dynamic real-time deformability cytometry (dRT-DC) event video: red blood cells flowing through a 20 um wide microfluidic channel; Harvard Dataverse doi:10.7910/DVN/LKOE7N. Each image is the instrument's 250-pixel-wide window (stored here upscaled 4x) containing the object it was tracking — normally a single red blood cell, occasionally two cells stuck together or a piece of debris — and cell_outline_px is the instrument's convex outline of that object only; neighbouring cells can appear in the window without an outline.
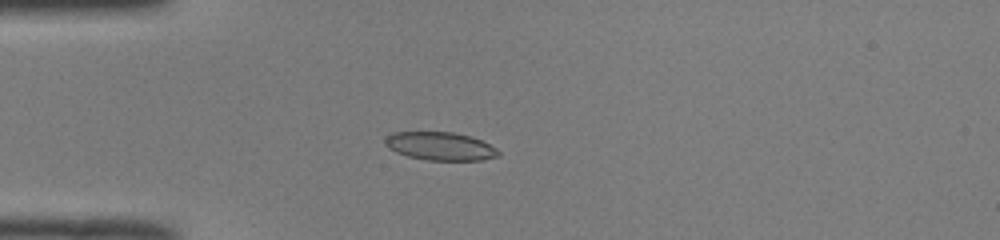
{"species": "common noctule bat (a hibernating species)", "species_latin": "Nyctalus noctula", "temperature_condition": "room temperature", "stored_images_in_passage": 37, "camera_frame_rate_fps": 3000, "um_per_image_px": 0.085, "animal": {"sex": "male", "body_mass_g": 19.0, "forearm_length_mm": 50.8}, "frame": {"image": 1, "passage_image": 1, "time_ms": 0.0, "image_size_px": [1000, 240], "cell_outline_px": [[500, 156], [480, 160], [428, 160], [408, 156], [396, 152], [388, 148], [384, 144], [384, 136], [392, 132], [452, 132], [472, 136], [496, 148], [500, 152]], "centroid_in_image_um": [37.39, 12.42], "position_along_channel_um": 47.6, "area_um2": 18.73}}
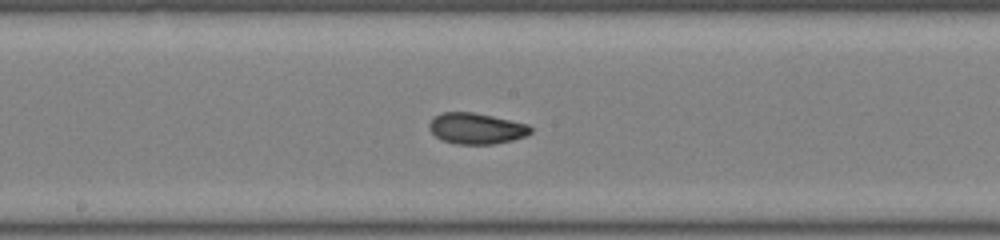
{"frame": {"image": 2, "passage_image": 14, "time_ms": 4.333, "image_size_px": [1000, 240], "cell_outline_px": [[532, 132], [524, 136], [512, 140], [492, 144], [456, 144], [444, 140], [436, 136], [428, 128], [428, 124], [436, 116], [444, 112], [472, 112], [492, 116], [528, 124], [532, 128]], "centroid_in_image_um": [40.49, 10.92], "position_along_channel_um": 207.7, "area_um2": 18.09}}
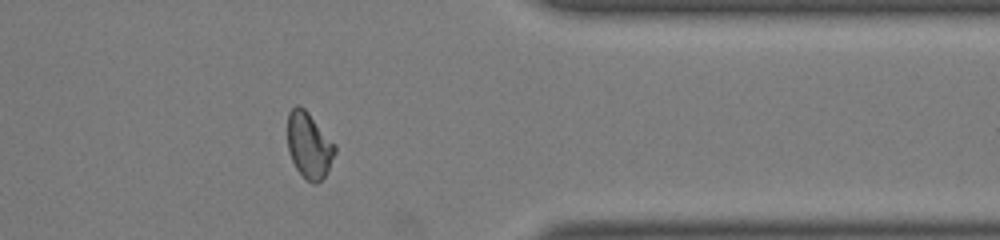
{"frame": {"image": 3, "passage_image": 28, "time_ms": 9.0, "image_size_px": [1000, 240], "cell_outline_px": [[336, 152], [324, 176], [316, 184], [312, 184], [296, 168], [288, 152], [288, 112], [296, 104], [300, 104], [308, 112], [336, 144]], "centroid_in_image_um": [26.27, 12.31], "position_along_channel_um": 385.1, "area_um2": 18.15}, "authors_computed_cell_mechanics": {"area_um2": 18.3804, "velocity_mm_per_s": 4.0609, "shape_relaxation_time_tau1_ms": 5.7822, "shape_relaxation_time_tau2_ms": 1.6908, "deformation_change_tau1": 0.1603, "deformation_change_tau2": 0.0514}}